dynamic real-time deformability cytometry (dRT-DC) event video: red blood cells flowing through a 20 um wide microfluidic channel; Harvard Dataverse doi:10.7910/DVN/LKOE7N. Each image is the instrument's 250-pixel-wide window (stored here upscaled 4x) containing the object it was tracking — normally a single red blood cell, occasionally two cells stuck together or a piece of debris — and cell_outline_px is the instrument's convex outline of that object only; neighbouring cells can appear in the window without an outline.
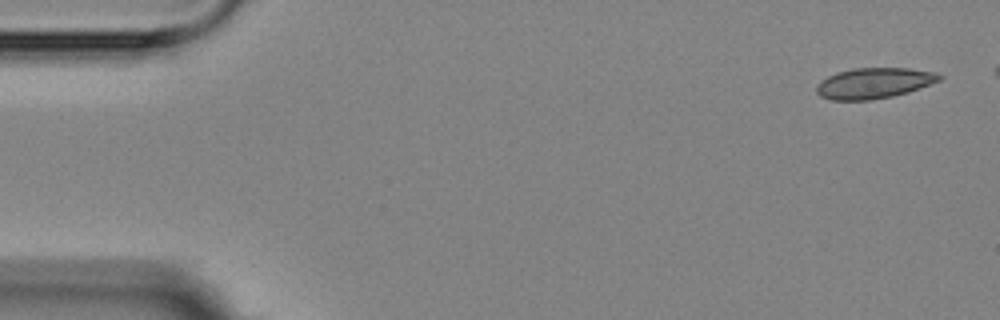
{"species": "Egyptian fruit bat (a non-hibernating species)", "species_latin": "Rousettus aegyptiacus", "temperature_condition": "room temperature", "stored_images_in_passage": 9, "segment_of_instrument_passage": [1, 2], "camera_frame_rate_fps": 3000, "um_per_image_px": 0.085, "animal": {"sex": "female"}, "frame": {"image": 1, "passage_image": 1, "time_ms": 0.0, "image_size_px": [1000, 320], "cell_outline_px": [[944, 76], [940, 80], [908, 92], [892, 96], [868, 100], [832, 100], [820, 96], [816, 92], [816, 84], [820, 80], [836, 72], [852, 68], [908, 68], [936, 72]], "centroid_in_image_um": [74.26, 7.06], "position_along_channel_um": 10.7, "area_um2": 22.02}}
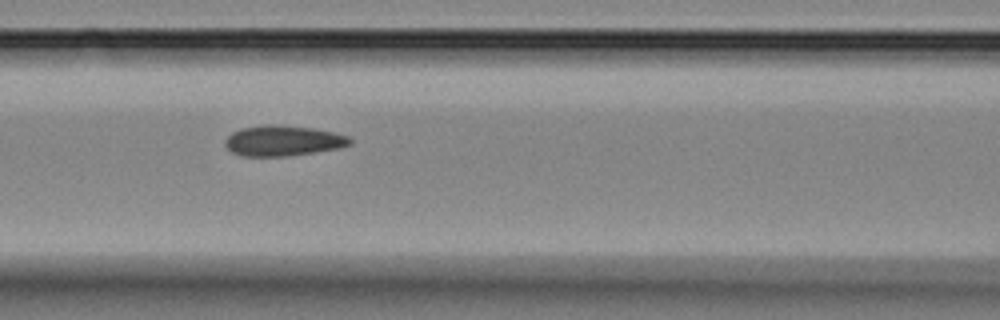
{"frame": {"image": 2, "passage_image": 7, "time_ms": 7.0, "image_size_px": [1000, 320], "cell_outline_px": [[352, 144], [340, 148], [288, 156], [244, 156], [232, 152], [224, 144], [224, 140], [232, 132], [240, 128], [264, 124], [280, 124], [312, 128], [332, 132], [348, 136], [352, 140]], "centroid_in_image_um": [24.05, 11.95], "position_along_channel_um": 142.6, "area_um2": 22.31}}
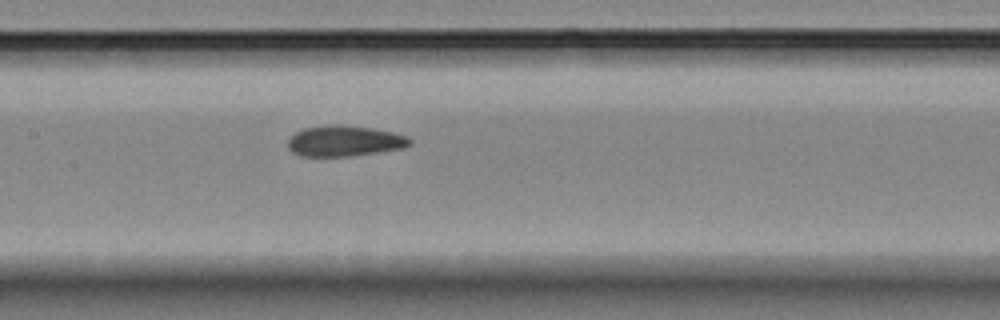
{"frame": {"image": 3, "passage_image": 8, "time_ms": 8.0, "image_size_px": [1000, 320], "cell_outline_px": [[412, 144], [404, 148], [348, 156], [300, 156], [292, 152], [288, 148], [288, 140], [296, 132], [304, 128], [336, 124], [372, 128], [392, 132], [408, 136], [412, 140]], "centroid_in_image_um": [29.3, 11.98], "position_along_channel_um": 178.1, "area_um2": 21.73}}